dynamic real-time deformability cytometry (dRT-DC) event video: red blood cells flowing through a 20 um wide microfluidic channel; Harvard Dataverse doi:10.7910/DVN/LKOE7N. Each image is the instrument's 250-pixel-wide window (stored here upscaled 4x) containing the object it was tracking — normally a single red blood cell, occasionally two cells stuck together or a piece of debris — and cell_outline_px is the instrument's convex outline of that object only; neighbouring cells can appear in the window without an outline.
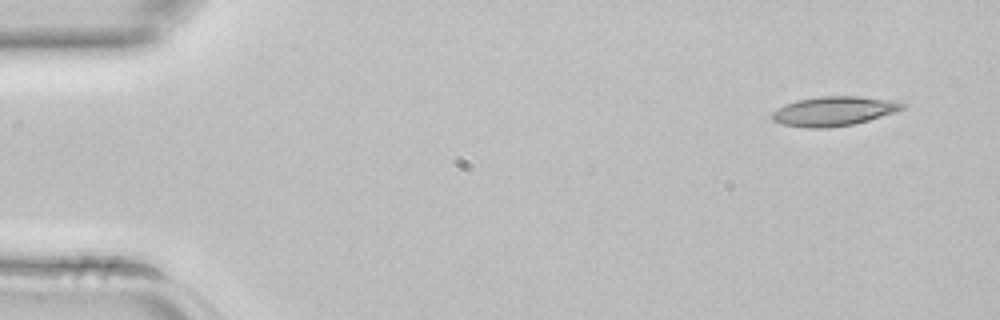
{"species": "common noctule bat (a hibernating species)", "species_latin": "Nyctalus noctula", "temperature_condition": "room temperature", "stored_images_in_passage": 4, "segment_of_instrument_passage": [1, 2], "camera_frame_rate_fps": 3000, "um_per_image_px": 0.085, "animal": {"sex": "female", "body_mass_g": 22.7, "forearm_length_mm": 54.2}, "frame": {"image": 1, "passage_image": 1, "time_ms": 0.0, "image_size_px": [1000, 320], "cell_outline_px": [[908, 104], [904, 108], [896, 112], [868, 120], [852, 124], [828, 128], [808, 128], [780, 124], [772, 120], [768, 116], [776, 108], [784, 104], [796, 100], [820, 96], [860, 96], [896, 100]], "centroid_in_image_um": [70.85, 9.44], "position_along_channel_um": 14.1, "area_um2": 22.77}}
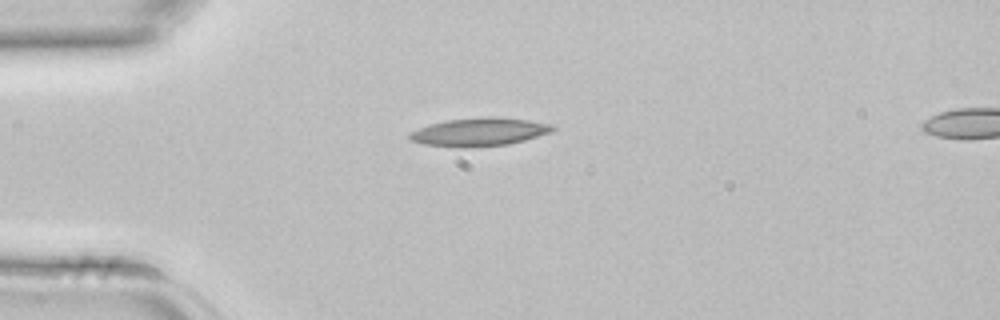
{"frame": {"image": 2, "passage_image": 3, "time_ms": 0.667, "image_size_px": [1000, 320], "cell_outline_px": [[556, 128], [552, 132], [524, 140], [508, 144], [464, 148], [460, 148], [424, 144], [412, 140], [408, 136], [408, 132], [428, 124], [448, 120], [488, 116], [492, 116], [528, 120], [548, 124]], "centroid_in_image_um": [40.7, 11.21], "position_along_channel_um": 44.3, "area_um2": 23.47}}